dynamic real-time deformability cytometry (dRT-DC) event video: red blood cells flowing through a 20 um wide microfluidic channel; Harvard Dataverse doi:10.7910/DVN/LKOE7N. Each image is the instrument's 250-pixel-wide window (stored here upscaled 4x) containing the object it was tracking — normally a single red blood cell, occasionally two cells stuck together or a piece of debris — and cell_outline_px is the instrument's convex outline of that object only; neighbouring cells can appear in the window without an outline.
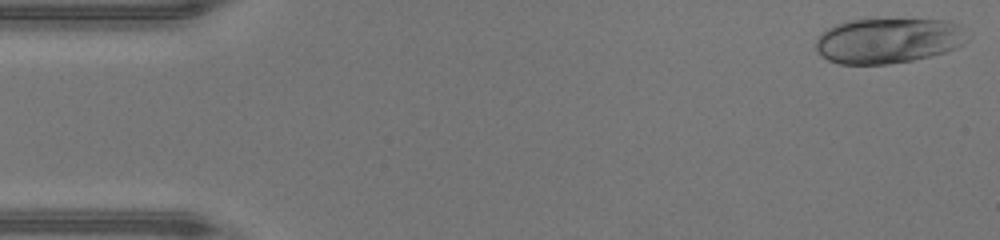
{"species": "human", "species_latin": "Homo sapiens", "temperature_condition": "warm", "stored_images_in_passage": 46, "camera_frame_rate_fps": 3000, "um_per_image_px": 0.085, "donor": {"sex": "male"}, "frame": {"image": 1, "passage_image": 1, "time_ms": 0.0, "image_size_px": [1000, 240], "cell_outline_px": [[972, 36], [964, 44], [956, 48], [944, 52], [912, 60], [888, 64], [840, 64], [828, 60], [816, 48], [816, 40], [828, 28], [836, 24], [848, 20], [952, 20], [960, 24]], "centroid_in_image_um": [75.59, 3.45], "position_along_channel_um": 9.4, "area_um2": 40.0}}
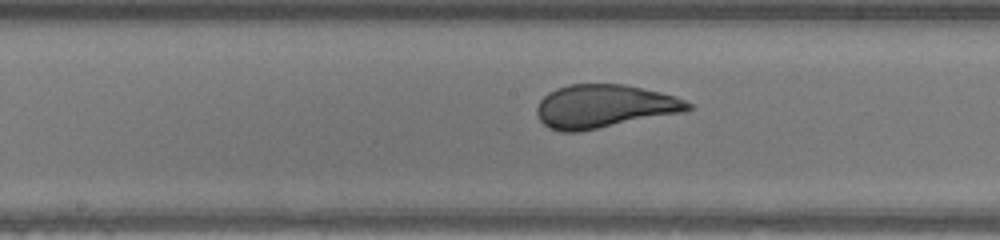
{"frame": {"image": 2, "passage_image": 23, "time_ms": 7.333, "image_size_px": [1000, 240], "cell_outline_px": [[696, 108], [684, 112], [576, 132], [560, 132], [548, 128], [540, 120], [536, 112], [536, 108], [540, 100], [548, 92], [556, 88], [568, 84], [624, 84], [660, 92], [676, 96], [692, 104]], "centroid_in_image_um": [51.35, 9.03], "position_along_channel_um": 196.8, "area_um2": 38.21}}
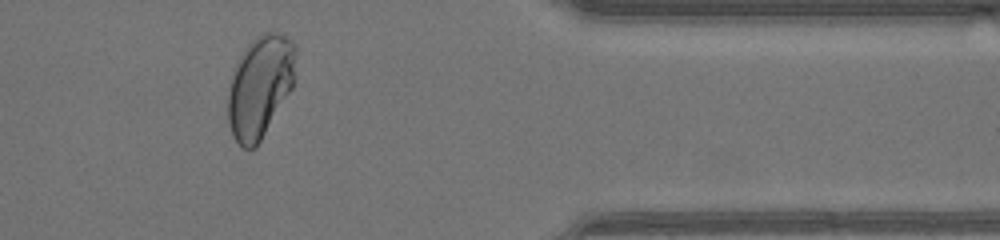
{"frame": {"image": 3, "passage_image": 38, "time_ms": 12.333, "image_size_px": [1000, 240], "cell_outline_px": [[296, 48], [292, 88], [256, 148], [244, 148], [236, 140], [232, 132], [228, 120], [228, 92], [232, 76], [236, 64], [244, 48], [260, 32], [276, 32], [292, 40], [296, 44]], "centroid_in_image_um": [22.1, 7.32], "position_along_channel_um": 389.3, "area_um2": 40.0}, "authors_computed_cell_mechanics": {"area_um2": 39.9976, "velocity_mm_per_s": 4.3597, "shape_relaxation_time_tau1_ms": 6.9964, "shape_relaxation_time_tau2_ms": null, "deformation_change_tau1": 0.2601, "deformation_change_tau2": null}}